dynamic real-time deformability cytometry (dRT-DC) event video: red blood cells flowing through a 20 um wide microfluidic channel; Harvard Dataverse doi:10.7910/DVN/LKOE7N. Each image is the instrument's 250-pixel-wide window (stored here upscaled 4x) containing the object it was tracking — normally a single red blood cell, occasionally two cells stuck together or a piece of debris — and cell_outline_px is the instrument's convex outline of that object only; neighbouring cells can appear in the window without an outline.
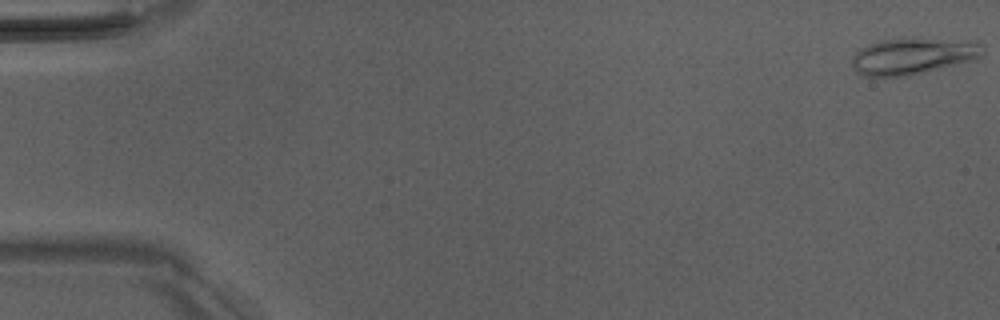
{"species": "Egyptian fruit bat (a non-hibernating species)", "species_latin": "Rousettus aegyptiacus", "temperature_condition": "room temperature", "stored_images_in_passage": 5, "camera_frame_rate_fps": 3000, "um_per_image_px": 0.085, "animal": {"sex": "male"}, "frame": {"image": 1, "passage_image": 1, "time_ms": 0.0, "image_size_px": [1000, 320], "cell_outline_px": [[984, 44], [980, 56], [972, 60], [908, 76], [864, 76], [852, 68], [852, 56], [860, 48], [868, 44], [880, 40], [976, 40]], "centroid_in_image_um": [77.58, 4.78], "position_along_channel_um": 7.4, "area_um2": 27.17}}